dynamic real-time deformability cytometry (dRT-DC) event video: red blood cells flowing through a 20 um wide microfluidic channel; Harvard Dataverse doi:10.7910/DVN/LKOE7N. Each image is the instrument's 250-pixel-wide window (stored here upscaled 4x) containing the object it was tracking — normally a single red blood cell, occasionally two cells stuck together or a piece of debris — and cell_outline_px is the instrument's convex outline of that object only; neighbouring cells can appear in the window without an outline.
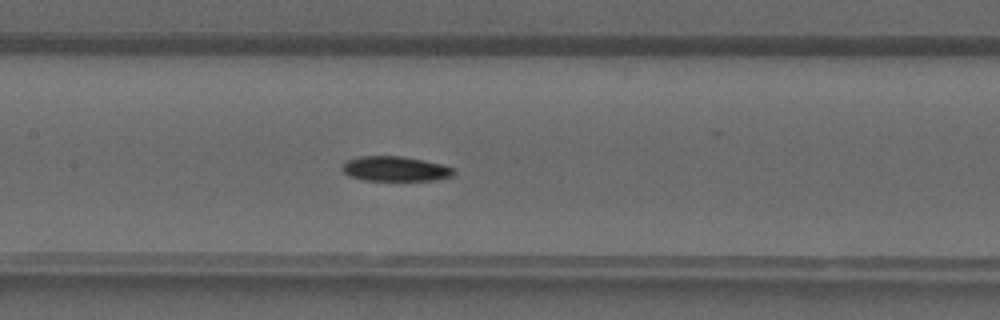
{"species": "common noctule bat (a hibernating species)", "species_latin": "Nyctalus noctula", "temperature_condition": "warm", "stored_images_in_passage": 39, "camera_frame_rate_fps": 3000, "um_per_image_px": 0.085, "animal": {"sex": "male", "forearm_length_mm": 52.5}, "frame": {"image": 1, "passage_image": 17, "time_ms": 5.333, "image_size_px": [1000, 320], "cell_outline_px": [[456, 172], [452, 176], [436, 180], [364, 180], [348, 176], [340, 168], [348, 160], [360, 156], [400, 156], [424, 160], [456, 168]], "centroid_in_image_um": [33.61, 14.35], "position_along_channel_um": 173.8, "area_um2": 16.18}}
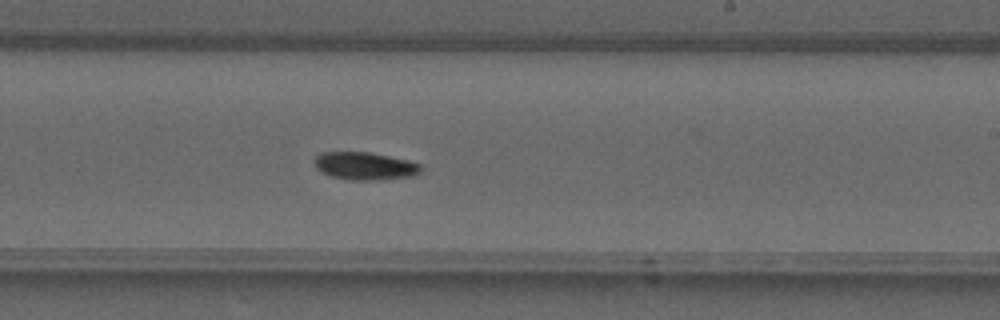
{"frame": {"image": 2, "passage_image": 22, "time_ms": 7.0, "image_size_px": [1000, 320], "cell_outline_px": [[420, 172], [416, 176], [372, 180], [352, 180], [328, 176], [316, 168], [316, 156], [324, 152], [368, 152], [408, 160], [420, 164]], "centroid_in_image_um": [31.02, 14.12], "position_along_channel_um": 258.0, "area_um2": 17.05}}
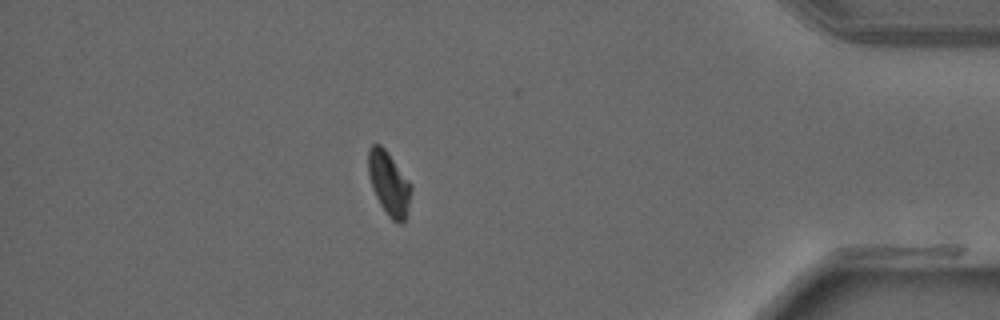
{"frame": {"image": 3, "passage_image": 33, "time_ms": 10.667, "image_size_px": [1000, 320], "cell_outline_px": [[412, 188], [404, 224], [400, 224], [392, 220], [388, 216], [380, 204], [372, 188], [368, 172], [368, 148], [372, 144], [380, 144], [384, 148], [412, 184]], "centroid_in_image_um": [33.06, 15.6], "position_along_channel_um": 402.1, "area_um2": 15.84}}